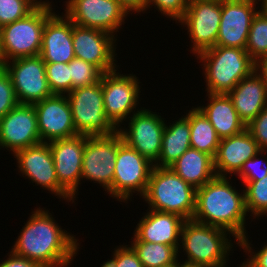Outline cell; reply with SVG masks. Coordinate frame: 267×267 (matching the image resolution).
Returning <instances> with one entry per match:
<instances>
[{"label": "cell", "mask_w": 267, "mask_h": 267, "mask_svg": "<svg viewBox=\"0 0 267 267\" xmlns=\"http://www.w3.org/2000/svg\"><path fill=\"white\" fill-rule=\"evenodd\" d=\"M56 223L48 210L35 209L11 252L43 267L68 266L79 251L78 239Z\"/></svg>", "instance_id": "cell-1"}, {"label": "cell", "mask_w": 267, "mask_h": 267, "mask_svg": "<svg viewBox=\"0 0 267 267\" xmlns=\"http://www.w3.org/2000/svg\"><path fill=\"white\" fill-rule=\"evenodd\" d=\"M227 177L215 176L196 189V208L192 220L227 230L237 244L246 237L245 192L239 193Z\"/></svg>", "instance_id": "cell-2"}, {"label": "cell", "mask_w": 267, "mask_h": 267, "mask_svg": "<svg viewBox=\"0 0 267 267\" xmlns=\"http://www.w3.org/2000/svg\"><path fill=\"white\" fill-rule=\"evenodd\" d=\"M204 63L207 93L228 94L254 71V61L245 48L214 46L195 57Z\"/></svg>", "instance_id": "cell-3"}, {"label": "cell", "mask_w": 267, "mask_h": 267, "mask_svg": "<svg viewBox=\"0 0 267 267\" xmlns=\"http://www.w3.org/2000/svg\"><path fill=\"white\" fill-rule=\"evenodd\" d=\"M143 199L150 210L175 213L192 220L196 208V188L170 167L154 166Z\"/></svg>", "instance_id": "cell-4"}, {"label": "cell", "mask_w": 267, "mask_h": 267, "mask_svg": "<svg viewBox=\"0 0 267 267\" xmlns=\"http://www.w3.org/2000/svg\"><path fill=\"white\" fill-rule=\"evenodd\" d=\"M227 230L186 220L180 236V248L186 252L184 263L202 267H226L232 242ZM182 246V247H181Z\"/></svg>", "instance_id": "cell-5"}, {"label": "cell", "mask_w": 267, "mask_h": 267, "mask_svg": "<svg viewBox=\"0 0 267 267\" xmlns=\"http://www.w3.org/2000/svg\"><path fill=\"white\" fill-rule=\"evenodd\" d=\"M52 4H39L26 17L0 28V57L9 60L37 56L42 45V34L47 18L54 12Z\"/></svg>", "instance_id": "cell-6"}, {"label": "cell", "mask_w": 267, "mask_h": 267, "mask_svg": "<svg viewBox=\"0 0 267 267\" xmlns=\"http://www.w3.org/2000/svg\"><path fill=\"white\" fill-rule=\"evenodd\" d=\"M66 96L78 134L112 135L118 130L105 114L102 77L99 82L75 88Z\"/></svg>", "instance_id": "cell-7"}, {"label": "cell", "mask_w": 267, "mask_h": 267, "mask_svg": "<svg viewBox=\"0 0 267 267\" xmlns=\"http://www.w3.org/2000/svg\"><path fill=\"white\" fill-rule=\"evenodd\" d=\"M153 167V163L121 140L114 165L113 183L107 190L108 194L120 202L128 201L133 192L143 196Z\"/></svg>", "instance_id": "cell-8"}, {"label": "cell", "mask_w": 267, "mask_h": 267, "mask_svg": "<svg viewBox=\"0 0 267 267\" xmlns=\"http://www.w3.org/2000/svg\"><path fill=\"white\" fill-rule=\"evenodd\" d=\"M121 134L85 135L81 179L95 181L107 191L113 183L114 165L117 158Z\"/></svg>", "instance_id": "cell-9"}, {"label": "cell", "mask_w": 267, "mask_h": 267, "mask_svg": "<svg viewBox=\"0 0 267 267\" xmlns=\"http://www.w3.org/2000/svg\"><path fill=\"white\" fill-rule=\"evenodd\" d=\"M2 67L11 78L18 103L33 105L53 95L40 55L12 59Z\"/></svg>", "instance_id": "cell-10"}, {"label": "cell", "mask_w": 267, "mask_h": 267, "mask_svg": "<svg viewBox=\"0 0 267 267\" xmlns=\"http://www.w3.org/2000/svg\"><path fill=\"white\" fill-rule=\"evenodd\" d=\"M128 118L129 129L120 127L117 130L122 140L155 164L162 149V135L166 125L164 118L142 107Z\"/></svg>", "instance_id": "cell-11"}, {"label": "cell", "mask_w": 267, "mask_h": 267, "mask_svg": "<svg viewBox=\"0 0 267 267\" xmlns=\"http://www.w3.org/2000/svg\"><path fill=\"white\" fill-rule=\"evenodd\" d=\"M65 14L73 24L115 35L129 14L116 0H68Z\"/></svg>", "instance_id": "cell-12"}, {"label": "cell", "mask_w": 267, "mask_h": 267, "mask_svg": "<svg viewBox=\"0 0 267 267\" xmlns=\"http://www.w3.org/2000/svg\"><path fill=\"white\" fill-rule=\"evenodd\" d=\"M116 71L103 73L102 89L106 117L118 129L136 110L141 91L139 79L133 73L126 76Z\"/></svg>", "instance_id": "cell-13"}, {"label": "cell", "mask_w": 267, "mask_h": 267, "mask_svg": "<svg viewBox=\"0 0 267 267\" xmlns=\"http://www.w3.org/2000/svg\"><path fill=\"white\" fill-rule=\"evenodd\" d=\"M221 20V0L190 1L181 25L187 26L192 52L198 54L214 47L218 38Z\"/></svg>", "instance_id": "cell-14"}, {"label": "cell", "mask_w": 267, "mask_h": 267, "mask_svg": "<svg viewBox=\"0 0 267 267\" xmlns=\"http://www.w3.org/2000/svg\"><path fill=\"white\" fill-rule=\"evenodd\" d=\"M14 157L18 170L29 178L32 183L41 185L43 189L55 194L59 198L72 201L73 197L59 184L49 143L39 144L18 150Z\"/></svg>", "instance_id": "cell-15"}, {"label": "cell", "mask_w": 267, "mask_h": 267, "mask_svg": "<svg viewBox=\"0 0 267 267\" xmlns=\"http://www.w3.org/2000/svg\"><path fill=\"white\" fill-rule=\"evenodd\" d=\"M114 35L95 28L73 24L72 41L75 57L98 67L103 73L118 69Z\"/></svg>", "instance_id": "cell-16"}, {"label": "cell", "mask_w": 267, "mask_h": 267, "mask_svg": "<svg viewBox=\"0 0 267 267\" xmlns=\"http://www.w3.org/2000/svg\"><path fill=\"white\" fill-rule=\"evenodd\" d=\"M41 142L34 105L18 103L0 119V149L8 148L14 155Z\"/></svg>", "instance_id": "cell-17"}, {"label": "cell", "mask_w": 267, "mask_h": 267, "mask_svg": "<svg viewBox=\"0 0 267 267\" xmlns=\"http://www.w3.org/2000/svg\"><path fill=\"white\" fill-rule=\"evenodd\" d=\"M260 0H221V20L215 46L245 48ZM257 9V10H256Z\"/></svg>", "instance_id": "cell-18"}, {"label": "cell", "mask_w": 267, "mask_h": 267, "mask_svg": "<svg viewBox=\"0 0 267 267\" xmlns=\"http://www.w3.org/2000/svg\"><path fill=\"white\" fill-rule=\"evenodd\" d=\"M49 145L58 182L73 197L74 202L81 184L85 135L54 140Z\"/></svg>", "instance_id": "cell-19"}, {"label": "cell", "mask_w": 267, "mask_h": 267, "mask_svg": "<svg viewBox=\"0 0 267 267\" xmlns=\"http://www.w3.org/2000/svg\"><path fill=\"white\" fill-rule=\"evenodd\" d=\"M33 105L42 142L49 143L78 134L66 95L53 94Z\"/></svg>", "instance_id": "cell-20"}, {"label": "cell", "mask_w": 267, "mask_h": 267, "mask_svg": "<svg viewBox=\"0 0 267 267\" xmlns=\"http://www.w3.org/2000/svg\"><path fill=\"white\" fill-rule=\"evenodd\" d=\"M56 14L53 12L46 20L39 55L45 63H69L75 58L72 21Z\"/></svg>", "instance_id": "cell-21"}, {"label": "cell", "mask_w": 267, "mask_h": 267, "mask_svg": "<svg viewBox=\"0 0 267 267\" xmlns=\"http://www.w3.org/2000/svg\"><path fill=\"white\" fill-rule=\"evenodd\" d=\"M261 150L247 129L239 134L222 138L214 157L216 176L238 174L243 164Z\"/></svg>", "instance_id": "cell-22"}, {"label": "cell", "mask_w": 267, "mask_h": 267, "mask_svg": "<svg viewBox=\"0 0 267 267\" xmlns=\"http://www.w3.org/2000/svg\"><path fill=\"white\" fill-rule=\"evenodd\" d=\"M186 220L178 214L149 210L136 226L134 235L150 243L173 246L179 252V242Z\"/></svg>", "instance_id": "cell-23"}, {"label": "cell", "mask_w": 267, "mask_h": 267, "mask_svg": "<svg viewBox=\"0 0 267 267\" xmlns=\"http://www.w3.org/2000/svg\"><path fill=\"white\" fill-rule=\"evenodd\" d=\"M228 96L246 126L267 107V86L255 71L237 83Z\"/></svg>", "instance_id": "cell-24"}, {"label": "cell", "mask_w": 267, "mask_h": 267, "mask_svg": "<svg viewBox=\"0 0 267 267\" xmlns=\"http://www.w3.org/2000/svg\"><path fill=\"white\" fill-rule=\"evenodd\" d=\"M207 96L208 105L197 106V108L210 121L221 139L239 134L246 129L228 94L208 93Z\"/></svg>", "instance_id": "cell-25"}, {"label": "cell", "mask_w": 267, "mask_h": 267, "mask_svg": "<svg viewBox=\"0 0 267 267\" xmlns=\"http://www.w3.org/2000/svg\"><path fill=\"white\" fill-rule=\"evenodd\" d=\"M170 168L196 189L216 176L214 159L210 155L193 148H189Z\"/></svg>", "instance_id": "cell-26"}, {"label": "cell", "mask_w": 267, "mask_h": 267, "mask_svg": "<svg viewBox=\"0 0 267 267\" xmlns=\"http://www.w3.org/2000/svg\"><path fill=\"white\" fill-rule=\"evenodd\" d=\"M189 148H191L189 119L182 116L175 123L165 125L161 153L154 166L170 167Z\"/></svg>", "instance_id": "cell-27"}, {"label": "cell", "mask_w": 267, "mask_h": 267, "mask_svg": "<svg viewBox=\"0 0 267 267\" xmlns=\"http://www.w3.org/2000/svg\"><path fill=\"white\" fill-rule=\"evenodd\" d=\"M190 124L191 148L210 155L217 153L221 138L205 115L196 107L186 113Z\"/></svg>", "instance_id": "cell-28"}, {"label": "cell", "mask_w": 267, "mask_h": 267, "mask_svg": "<svg viewBox=\"0 0 267 267\" xmlns=\"http://www.w3.org/2000/svg\"><path fill=\"white\" fill-rule=\"evenodd\" d=\"M130 245L137 253L143 267H161L174 263L178 251L170 245L140 241L135 235Z\"/></svg>", "instance_id": "cell-29"}, {"label": "cell", "mask_w": 267, "mask_h": 267, "mask_svg": "<svg viewBox=\"0 0 267 267\" xmlns=\"http://www.w3.org/2000/svg\"><path fill=\"white\" fill-rule=\"evenodd\" d=\"M245 49L254 62L267 55V15L261 9L252 19Z\"/></svg>", "instance_id": "cell-30"}, {"label": "cell", "mask_w": 267, "mask_h": 267, "mask_svg": "<svg viewBox=\"0 0 267 267\" xmlns=\"http://www.w3.org/2000/svg\"><path fill=\"white\" fill-rule=\"evenodd\" d=\"M245 206L252 217L267 215V175L259 181H250L245 185ZM254 215V216H253Z\"/></svg>", "instance_id": "cell-31"}, {"label": "cell", "mask_w": 267, "mask_h": 267, "mask_svg": "<svg viewBox=\"0 0 267 267\" xmlns=\"http://www.w3.org/2000/svg\"><path fill=\"white\" fill-rule=\"evenodd\" d=\"M71 91L78 87L95 84L101 80L103 72L93 64L74 58L69 63Z\"/></svg>", "instance_id": "cell-32"}, {"label": "cell", "mask_w": 267, "mask_h": 267, "mask_svg": "<svg viewBox=\"0 0 267 267\" xmlns=\"http://www.w3.org/2000/svg\"><path fill=\"white\" fill-rule=\"evenodd\" d=\"M46 78L52 94L67 95L71 92L68 63H45Z\"/></svg>", "instance_id": "cell-33"}, {"label": "cell", "mask_w": 267, "mask_h": 267, "mask_svg": "<svg viewBox=\"0 0 267 267\" xmlns=\"http://www.w3.org/2000/svg\"><path fill=\"white\" fill-rule=\"evenodd\" d=\"M38 5L34 0H0V28L26 17Z\"/></svg>", "instance_id": "cell-34"}, {"label": "cell", "mask_w": 267, "mask_h": 267, "mask_svg": "<svg viewBox=\"0 0 267 267\" xmlns=\"http://www.w3.org/2000/svg\"><path fill=\"white\" fill-rule=\"evenodd\" d=\"M18 104L11 78L7 71L0 68V119Z\"/></svg>", "instance_id": "cell-35"}, {"label": "cell", "mask_w": 267, "mask_h": 267, "mask_svg": "<svg viewBox=\"0 0 267 267\" xmlns=\"http://www.w3.org/2000/svg\"><path fill=\"white\" fill-rule=\"evenodd\" d=\"M189 1L188 0H148L146 9L150 8V6L156 7L158 11H160L163 16L173 18V21L178 22L183 18Z\"/></svg>", "instance_id": "cell-36"}, {"label": "cell", "mask_w": 267, "mask_h": 267, "mask_svg": "<svg viewBox=\"0 0 267 267\" xmlns=\"http://www.w3.org/2000/svg\"><path fill=\"white\" fill-rule=\"evenodd\" d=\"M127 246H117L112 259L104 262L101 267H143L137 253L131 246Z\"/></svg>", "instance_id": "cell-37"}, {"label": "cell", "mask_w": 267, "mask_h": 267, "mask_svg": "<svg viewBox=\"0 0 267 267\" xmlns=\"http://www.w3.org/2000/svg\"><path fill=\"white\" fill-rule=\"evenodd\" d=\"M262 152L266 151H260L251 159H248L243 164V167L241 168L240 172L237 174L239 178H241V180L243 181L244 185L250 181H259L267 175V161L265 162V165H262L263 160L258 158Z\"/></svg>", "instance_id": "cell-38"}, {"label": "cell", "mask_w": 267, "mask_h": 267, "mask_svg": "<svg viewBox=\"0 0 267 267\" xmlns=\"http://www.w3.org/2000/svg\"><path fill=\"white\" fill-rule=\"evenodd\" d=\"M246 129L253 136L261 151L267 150V107L252 120Z\"/></svg>", "instance_id": "cell-39"}, {"label": "cell", "mask_w": 267, "mask_h": 267, "mask_svg": "<svg viewBox=\"0 0 267 267\" xmlns=\"http://www.w3.org/2000/svg\"><path fill=\"white\" fill-rule=\"evenodd\" d=\"M251 243L246 237H244L238 244L241 248H243L245 253H250L247 261L242 263V267H267V243L258 251L257 253L252 251V247H250ZM252 252V253H251Z\"/></svg>", "instance_id": "cell-40"}, {"label": "cell", "mask_w": 267, "mask_h": 267, "mask_svg": "<svg viewBox=\"0 0 267 267\" xmlns=\"http://www.w3.org/2000/svg\"><path fill=\"white\" fill-rule=\"evenodd\" d=\"M9 257L0 262V267H43L37 262L30 261L24 257H20L10 252Z\"/></svg>", "instance_id": "cell-41"}, {"label": "cell", "mask_w": 267, "mask_h": 267, "mask_svg": "<svg viewBox=\"0 0 267 267\" xmlns=\"http://www.w3.org/2000/svg\"><path fill=\"white\" fill-rule=\"evenodd\" d=\"M121 6L127 11L132 12H143L146 10L148 0H116Z\"/></svg>", "instance_id": "cell-42"}, {"label": "cell", "mask_w": 267, "mask_h": 267, "mask_svg": "<svg viewBox=\"0 0 267 267\" xmlns=\"http://www.w3.org/2000/svg\"><path fill=\"white\" fill-rule=\"evenodd\" d=\"M254 71L262 78L263 82L267 86V55L254 62Z\"/></svg>", "instance_id": "cell-43"}, {"label": "cell", "mask_w": 267, "mask_h": 267, "mask_svg": "<svg viewBox=\"0 0 267 267\" xmlns=\"http://www.w3.org/2000/svg\"><path fill=\"white\" fill-rule=\"evenodd\" d=\"M261 10L267 15V0H261Z\"/></svg>", "instance_id": "cell-44"}, {"label": "cell", "mask_w": 267, "mask_h": 267, "mask_svg": "<svg viewBox=\"0 0 267 267\" xmlns=\"http://www.w3.org/2000/svg\"><path fill=\"white\" fill-rule=\"evenodd\" d=\"M179 265H180V262L178 263V259H177L174 263L166 265V266H161V267H179Z\"/></svg>", "instance_id": "cell-45"}, {"label": "cell", "mask_w": 267, "mask_h": 267, "mask_svg": "<svg viewBox=\"0 0 267 267\" xmlns=\"http://www.w3.org/2000/svg\"><path fill=\"white\" fill-rule=\"evenodd\" d=\"M179 267H202V266H196V265H191V264H187V263H182L179 265Z\"/></svg>", "instance_id": "cell-46"}, {"label": "cell", "mask_w": 267, "mask_h": 267, "mask_svg": "<svg viewBox=\"0 0 267 267\" xmlns=\"http://www.w3.org/2000/svg\"><path fill=\"white\" fill-rule=\"evenodd\" d=\"M34 1L37 2L38 4H47V5L51 4V2L49 3V1H42V2L41 0L40 1L34 0Z\"/></svg>", "instance_id": "cell-47"}, {"label": "cell", "mask_w": 267, "mask_h": 267, "mask_svg": "<svg viewBox=\"0 0 267 267\" xmlns=\"http://www.w3.org/2000/svg\"><path fill=\"white\" fill-rule=\"evenodd\" d=\"M3 63H2V60H1V57H0V68L2 67Z\"/></svg>", "instance_id": "cell-48"}]
</instances>
